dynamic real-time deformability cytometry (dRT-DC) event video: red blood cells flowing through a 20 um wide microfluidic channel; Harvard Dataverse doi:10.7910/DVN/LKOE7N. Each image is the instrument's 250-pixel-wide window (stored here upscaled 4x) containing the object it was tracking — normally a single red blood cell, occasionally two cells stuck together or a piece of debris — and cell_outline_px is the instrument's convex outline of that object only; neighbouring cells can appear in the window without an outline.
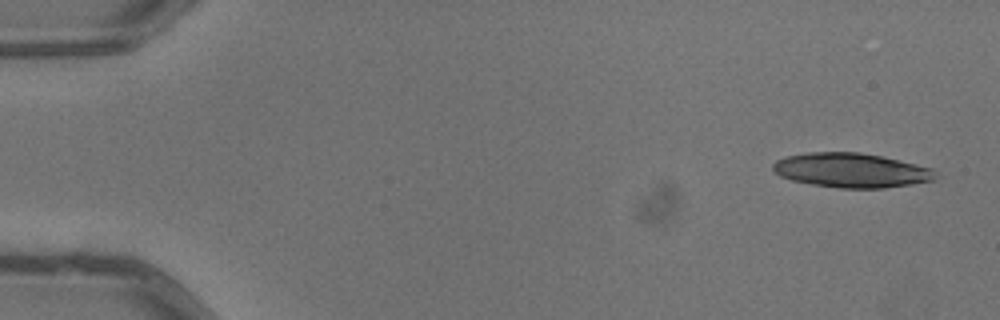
{"species": "common noctule bat (a hibernating species)", "species_latin": "Nyctalus noctula", "temperature_condition": "warm", "stored_images_in_passage": 7, "camera_frame_rate_fps": 3000, "um_per_image_px": 0.085, "animal": {"sex": "male", "body_mass_g": 13.3}, "frame": {"image": 1, "passage_image": 1, "time_ms": 0.0, "image_size_px": [1000, 320], "cell_outline_px": [[936, 176], [932, 180], [912, 184], [884, 188], [840, 188], [812, 184], [792, 180], [780, 176], [772, 168], [772, 164], [776, 160], [784, 156], [808, 152], [860, 152], [880, 156], [916, 164], [932, 168], [936, 172]], "centroid_in_image_um": [72.33, 14.47], "position_along_channel_um": 12.7, "area_um2": 32.54}}
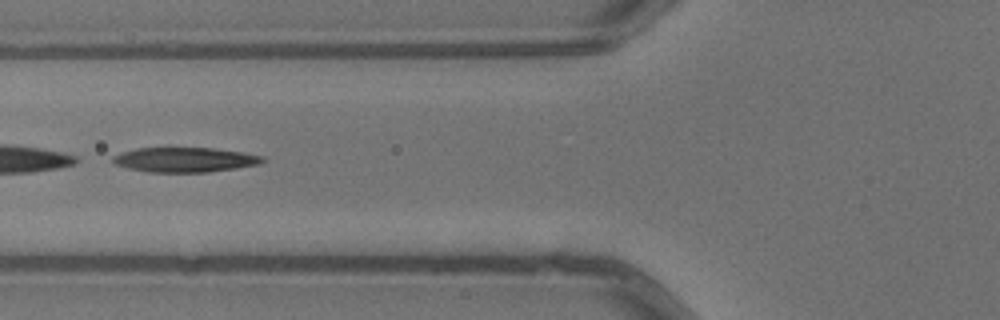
{"frame": {"image": 2, "passage_image": 6, "time_ms": 1.667, "image_size_px": [1000, 320], "cell_outline_px": [[264, 160], [260, 164], [236, 168], [208, 172], [148, 172], [128, 168], [116, 164], [112, 160], [112, 156], [136, 148], [212, 148], [244, 152], [264, 156]], "centroid_in_image_um": [15.74, 13.58], "position_along_channel_um": 110.1, "area_um2": 21.5}}
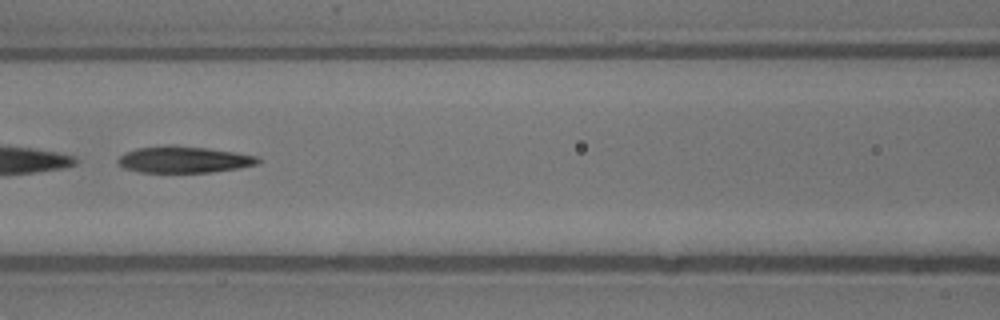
{"frame": {"image": 3, "passage_image": 7, "time_ms": 2.0, "image_size_px": [1000, 320], "cell_outline_px": [[260, 164], [240, 168], [212, 172], [140, 172], [124, 168], [116, 160], [124, 152], [136, 148], [168, 144], [172, 144], [208, 148], [236, 152], [260, 156]], "centroid_in_image_um": [15.66, 13.55], "position_along_channel_um": 150.9, "area_um2": 22.02}}